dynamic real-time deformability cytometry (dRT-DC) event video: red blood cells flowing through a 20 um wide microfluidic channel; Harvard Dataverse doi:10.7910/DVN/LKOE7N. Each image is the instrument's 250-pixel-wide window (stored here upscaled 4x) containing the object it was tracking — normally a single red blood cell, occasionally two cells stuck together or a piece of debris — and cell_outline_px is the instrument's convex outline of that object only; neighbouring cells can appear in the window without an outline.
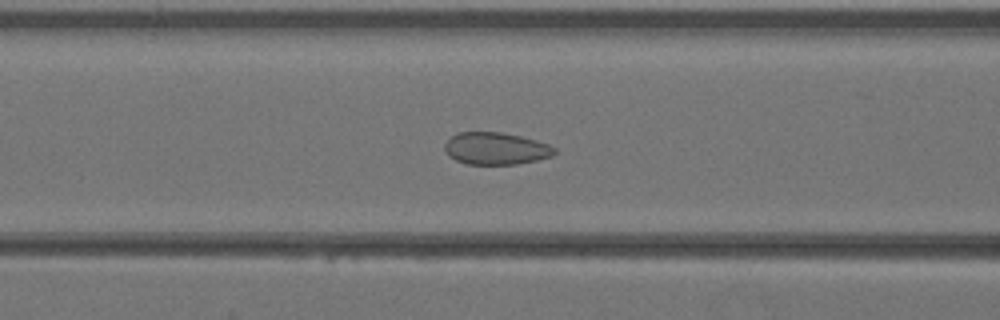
{"species": "Egyptian fruit bat (a non-hibernating species)", "species_latin": "Rousettus aegyptiacus", "temperature_condition": "warm", "stored_images_in_passage": 41, "camera_frame_rate_fps": 3000, "um_per_image_px": 0.085, "animal": {"sex": "female"}, "frame": {"image": 1, "passage_image": 17, "time_ms": 5.333, "image_size_px": [1000, 320], "cell_outline_px": [[556, 152], [552, 156], [536, 160], [516, 164], [468, 164], [456, 160], [448, 156], [444, 148], [444, 144], [456, 132], [500, 132], [520, 136], [536, 140], [548, 144], [556, 148]], "centroid_in_image_um": [42.13, 12.62], "position_along_channel_um": 124.5, "area_um2": 20.58}}
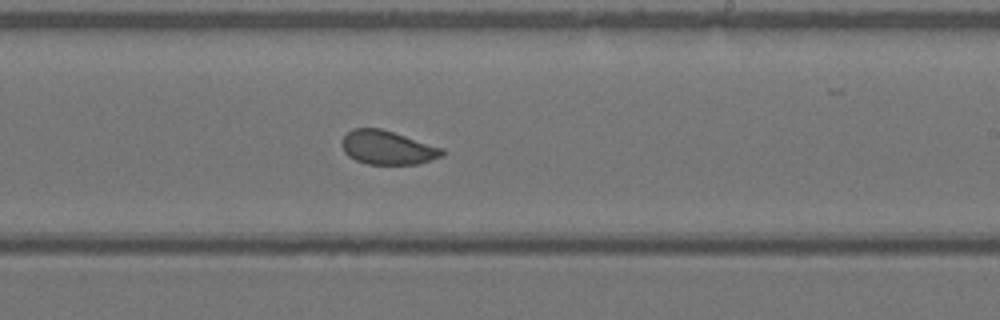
{"frame": {"image": 2, "passage_image": 25, "time_ms": 8.0, "image_size_px": [1000, 320], "cell_outline_px": [[444, 156], [420, 164], [368, 164], [356, 160], [348, 156], [344, 152], [340, 144], [340, 140], [352, 128], [380, 128], [444, 148]], "centroid_in_image_um": [32.93, 12.55], "position_along_channel_um": 256.1, "area_um2": 19.94}}
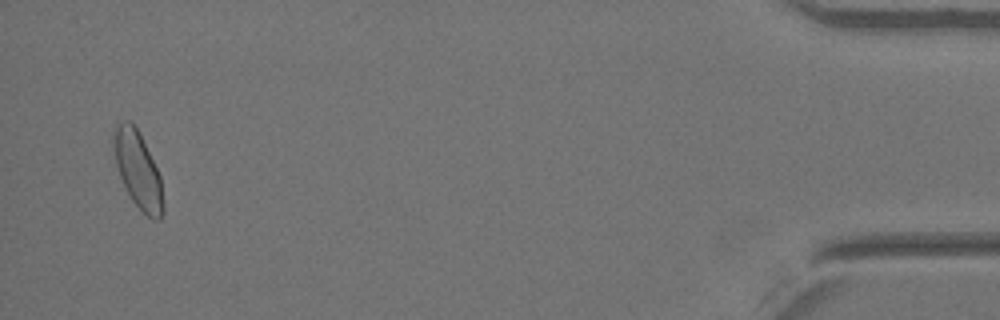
{"frame": {"image": 3, "passage_image": 40, "time_ms": 13.0, "image_size_px": [1000, 320], "cell_outline_px": [[164, 212], [160, 220], [152, 220], [132, 200], [120, 176], [116, 164], [112, 144], [112, 132], [116, 124], [124, 120], [128, 120], [136, 128], [160, 176], [164, 204]], "centroid_in_image_um": [11.71, 14.45], "position_along_channel_um": 423.5, "area_um2": 21.73}}